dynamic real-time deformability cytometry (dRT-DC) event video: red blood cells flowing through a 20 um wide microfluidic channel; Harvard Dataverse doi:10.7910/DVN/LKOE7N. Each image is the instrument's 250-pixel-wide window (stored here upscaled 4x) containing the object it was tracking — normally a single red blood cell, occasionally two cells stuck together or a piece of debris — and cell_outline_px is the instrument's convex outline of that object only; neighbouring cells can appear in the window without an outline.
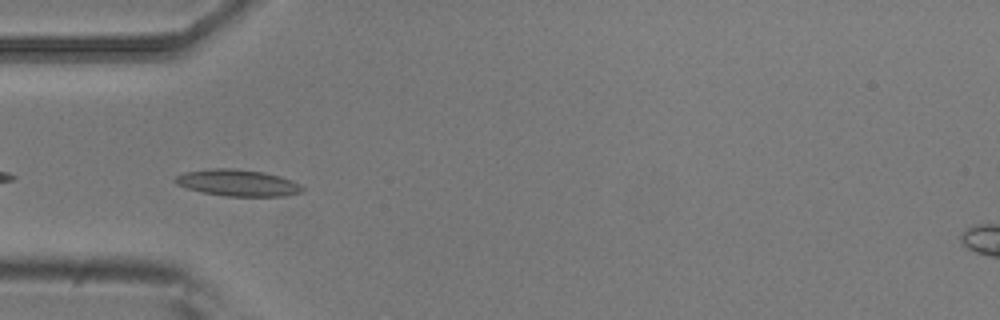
{"species": "common noctule bat (a hibernating species)", "species_latin": "Nyctalus noctula", "temperature_condition": "room temperature", "stored_images_in_passage": 6, "camera_frame_rate_fps": 3000, "um_per_image_px": 0.085, "animal": {"sex": "male", "body_mass_g": 20.5, "forearm_length_mm": 52.5}, "frame": {"image": 1, "passage_image": 4, "time_ms": 1.0, "image_size_px": [1000, 320], "cell_outline_px": [[304, 192], [284, 196], [224, 196], [204, 192], [188, 188], [176, 184], [172, 180], [176, 176], [184, 172], [212, 168], [232, 168], [264, 172], [280, 176], [292, 180], [300, 184], [304, 188]], "centroid_in_image_um": [20.22, 15.54], "position_along_channel_um": 64.8, "area_um2": 19.77}}
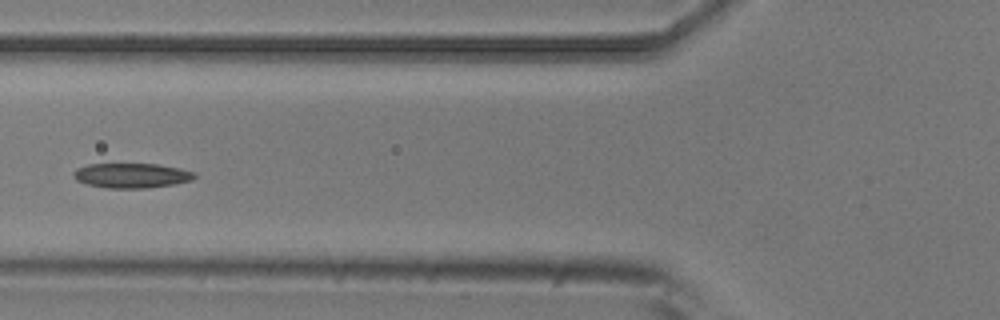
{"frame": {"image": 2, "passage_image": 5, "time_ms": 1.333, "image_size_px": [1000, 320], "cell_outline_px": [[196, 176], [192, 180], [172, 184], [144, 188], [108, 188], [88, 184], [76, 180], [72, 176], [72, 172], [76, 168], [88, 164], [156, 164], [196, 172]], "centroid_in_image_um": [11.14, 14.91], "position_along_channel_um": 114.7, "area_um2": 17.34}}
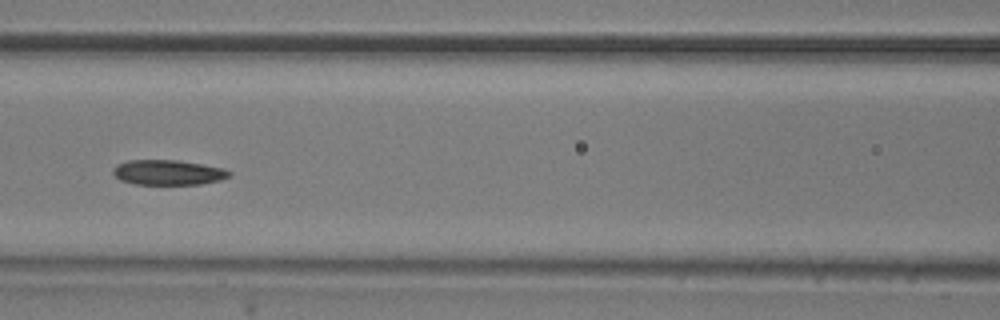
{"frame": {"image": 3, "passage_image": 6, "time_ms": 1.667, "image_size_px": [1000, 320], "cell_outline_px": [[232, 172], [228, 176], [220, 180], [200, 184], [136, 184], [120, 180], [112, 172], [112, 168], [116, 164], [128, 160], [176, 160], [224, 168]], "centroid_in_image_um": [14.25, 14.65], "position_along_channel_um": 152.3, "area_um2": 16.88}}